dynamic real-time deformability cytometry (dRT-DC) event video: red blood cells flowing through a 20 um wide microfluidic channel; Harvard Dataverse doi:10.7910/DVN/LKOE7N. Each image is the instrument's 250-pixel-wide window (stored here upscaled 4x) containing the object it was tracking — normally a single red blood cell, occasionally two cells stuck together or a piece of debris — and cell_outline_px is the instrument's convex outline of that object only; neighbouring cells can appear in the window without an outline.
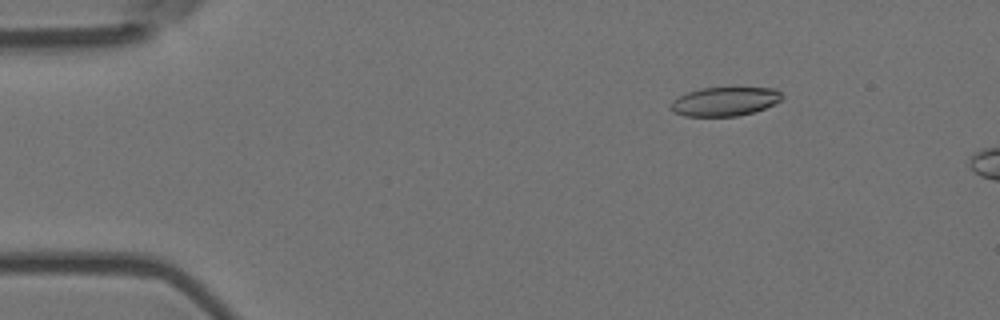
{"species": "Egyptian fruit bat (a non-hibernating species)", "species_latin": "Rousettus aegyptiacus", "temperature_condition": "room temperature", "stored_images_in_passage": 3, "camera_frame_rate_fps": 3000, "um_per_image_px": 0.085, "animal": {"sex": "female"}, "frame": {"image": 1, "passage_image": 3, "time_ms": 0.667, "image_size_px": [1000, 320], "cell_outline_px": [[784, 96], [780, 100], [764, 108], [752, 112], [736, 116], [684, 116], [672, 112], [668, 108], [672, 100], [688, 92], [700, 88], [776, 88]], "centroid_in_image_um": [61.55, 8.63], "position_along_channel_um": 23.4, "area_um2": 18.67}}